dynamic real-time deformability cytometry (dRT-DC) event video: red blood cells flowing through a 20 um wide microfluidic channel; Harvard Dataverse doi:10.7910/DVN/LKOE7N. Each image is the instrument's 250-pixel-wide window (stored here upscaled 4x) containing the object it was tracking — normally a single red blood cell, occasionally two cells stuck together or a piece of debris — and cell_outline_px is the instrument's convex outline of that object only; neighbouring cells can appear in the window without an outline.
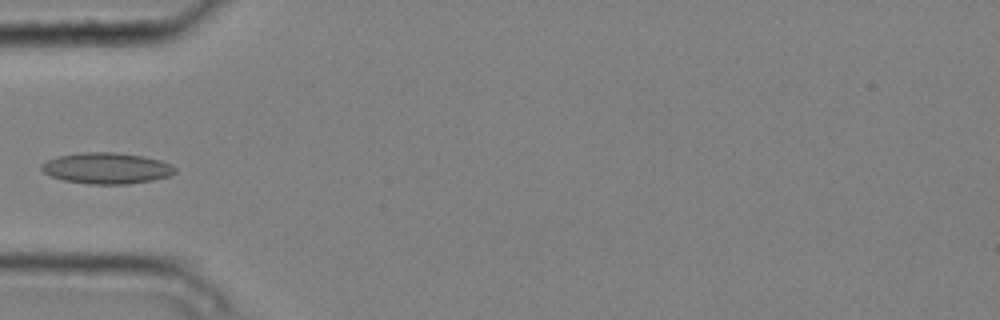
{"species": "common noctule bat (a hibernating species)", "species_latin": "Nyctalus noctula", "temperature_condition": "cold", "stored_images_in_passage": 5, "camera_frame_rate_fps": 3000, "um_per_image_px": 0.085, "animal": {"sex": "male", "body_mass_g": 20.4}, "frame": {"image": 1, "passage_image": 5, "time_ms": 1.333, "image_size_px": [1000, 320], "cell_outline_px": [[176, 172], [168, 176], [152, 180], [128, 184], [88, 184], [64, 180], [52, 176], [44, 172], [40, 168], [40, 164], [56, 156], [80, 152], [112, 152], [144, 156], [160, 160], [172, 164], [176, 168]], "centroid_in_image_um": [9.06, 14.29], "position_along_channel_um": 75.9, "area_um2": 24.28}}